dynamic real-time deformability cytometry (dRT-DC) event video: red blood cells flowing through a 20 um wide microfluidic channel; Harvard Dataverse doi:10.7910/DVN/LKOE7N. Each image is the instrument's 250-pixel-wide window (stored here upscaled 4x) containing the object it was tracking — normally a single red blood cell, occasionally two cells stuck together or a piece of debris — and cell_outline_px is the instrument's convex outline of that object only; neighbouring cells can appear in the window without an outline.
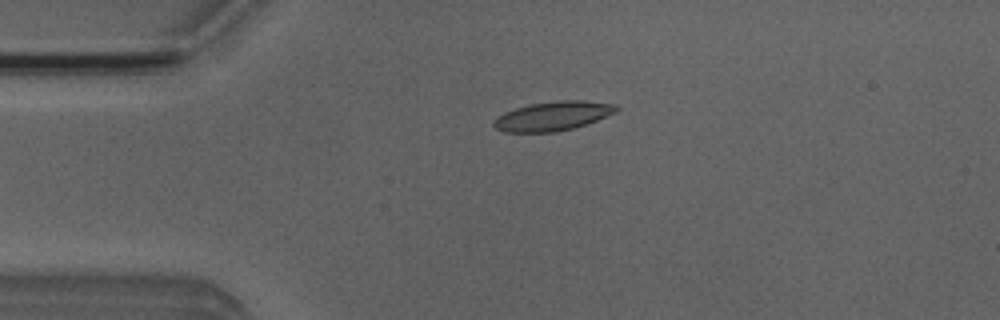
{"species": "Egyptian fruit bat (a non-hibernating species)", "species_latin": "Rousettus aegyptiacus", "temperature_condition": "room temperature", "stored_images_in_passage": 4, "camera_frame_rate_fps": 3000, "um_per_image_px": 0.085, "animal": {"sex": "male"}, "frame": {"image": 1, "passage_image": 3, "time_ms": 2.333, "image_size_px": [1000, 320], "cell_outline_px": [[620, 108], [616, 112], [596, 120], [572, 128], [556, 132], [504, 132], [496, 128], [492, 124], [492, 120], [496, 116], [504, 112], [528, 104], [556, 100], [580, 100], [616, 104]], "centroid_in_image_um": [46.95, 9.85], "position_along_channel_um": 38.0, "area_um2": 20.92}}